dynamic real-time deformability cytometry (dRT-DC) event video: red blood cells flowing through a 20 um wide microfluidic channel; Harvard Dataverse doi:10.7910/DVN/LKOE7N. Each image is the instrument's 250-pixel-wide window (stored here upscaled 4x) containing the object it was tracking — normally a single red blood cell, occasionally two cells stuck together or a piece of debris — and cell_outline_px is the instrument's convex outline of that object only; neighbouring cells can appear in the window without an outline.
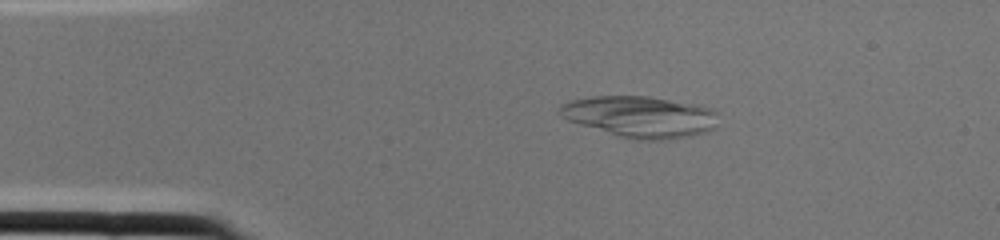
{"species": "common noctule bat (a hibernating species)", "species_latin": "Nyctalus noctula", "temperature_condition": "cold", "stored_images_in_passage": 1, "camera_frame_rate_fps": 3000, "um_per_image_px": 0.085, "animal": {"sex": "female", "body_mass_g": 22.0, "forearm_length_mm": 56.7}, "frame": {"image": 1, "passage_image": 1, "time_ms": 0.0, "image_size_px": [1000, 240], "cell_outline_px": [[716, 128], [692, 136], [668, 140], [628, 140], [568, 120], [560, 116], [560, 108], [564, 104], [572, 100], [592, 96], [648, 96], [692, 104], [712, 108], [716, 112]], "centroid_in_image_um": [54.43, 9.94], "position_along_channel_um": 30.6, "area_um2": 38.21}}